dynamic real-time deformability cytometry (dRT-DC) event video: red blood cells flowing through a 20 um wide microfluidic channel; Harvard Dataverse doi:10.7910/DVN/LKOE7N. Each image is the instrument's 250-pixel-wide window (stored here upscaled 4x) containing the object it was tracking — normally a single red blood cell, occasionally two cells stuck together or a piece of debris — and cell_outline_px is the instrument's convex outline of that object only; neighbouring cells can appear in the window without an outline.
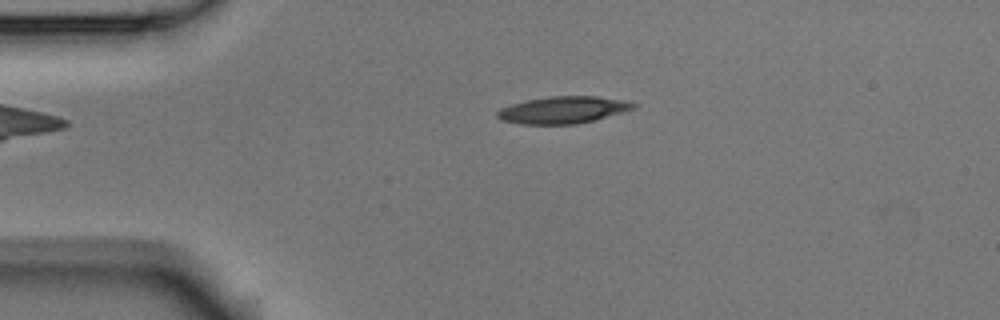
{"species": "Egyptian fruit bat (a non-hibernating species)", "species_latin": "Rousettus aegyptiacus", "temperature_condition": "room temperature", "stored_images_in_passage": 2, "camera_frame_rate_fps": 3000, "um_per_image_px": 0.085, "animal": {"sex": "male"}, "frame": {"image": 1, "passage_image": 1, "time_ms": 0.0, "image_size_px": [1000, 320], "cell_outline_px": [[636, 108], [592, 120], [576, 124], [520, 124], [500, 120], [496, 116], [496, 112], [500, 108], [512, 104], [528, 100], [552, 96], [596, 96], [624, 100], [636, 104]], "centroid_in_image_um": [47.82, 9.34], "position_along_channel_um": 37.2, "area_um2": 21.21}}